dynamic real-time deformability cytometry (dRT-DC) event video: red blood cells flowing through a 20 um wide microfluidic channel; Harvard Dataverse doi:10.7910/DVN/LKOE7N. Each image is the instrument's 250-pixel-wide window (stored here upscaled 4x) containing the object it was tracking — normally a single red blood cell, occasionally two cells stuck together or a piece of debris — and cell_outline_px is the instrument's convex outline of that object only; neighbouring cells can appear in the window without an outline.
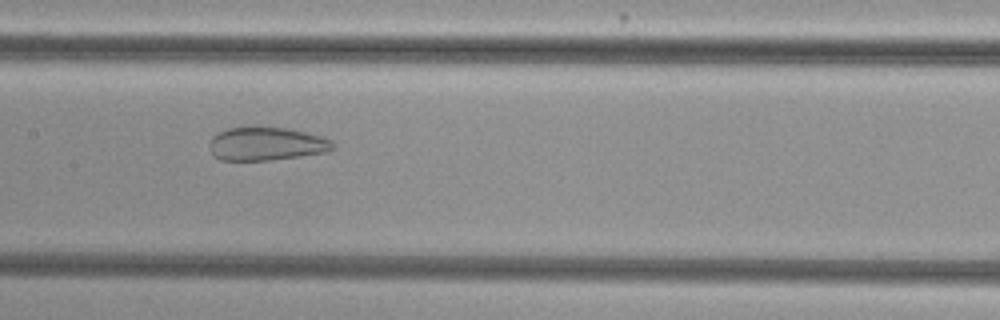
{"species": "common noctule bat (a hibernating species)", "species_latin": "Nyctalus noctula", "temperature_condition": "cold", "stored_images_in_passage": 54, "camera_frame_rate_fps": 3000, "um_per_image_px": 0.085, "animal": {"sex": "female", "body_mass_g": 29.2, "forearm_length_mm": 56.3}, "frame": {"image": 1, "passage_image": 27, "time_ms": 8.667, "image_size_px": [1000, 320], "cell_outline_px": [[336, 148], [328, 152], [300, 156], [268, 160], [220, 160], [212, 152], [208, 144], [212, 136], [228, 128], [284, 128], [304, 132], [320, 136], [332, 140], [336, 144]], "centroid_in_image_um": [22.68, 12.24], "position_along_channel_um": 184.7, "area_um2": 23.7}}
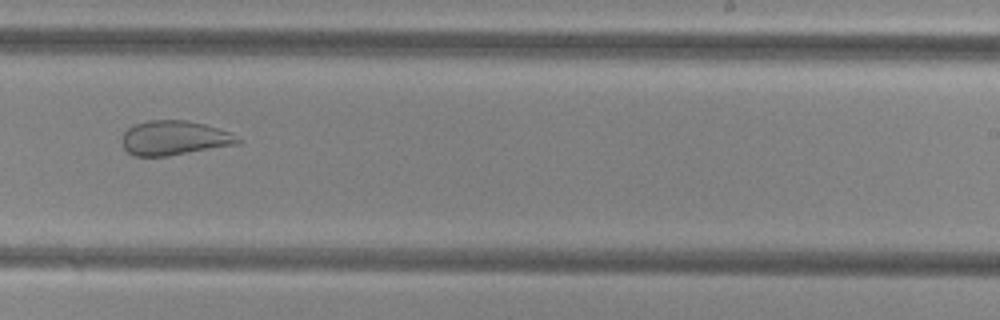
{"frame": {"image": 2, "passage_image": 34, "time_ms": 11.0, "image_size_px": [1000, 320], "cell_outline_px": [[244, 140], [240, 144], [168, 156], [136, 156], [128, 152], [124, 148], [120, 140], [124, 132], [128, 128], [136, 124], [148, 120], [184, 120], [204, 124], [220, 128], [232, 132]], "centroid_in_image_um": [14.87, 11.73], "position_along_channel_um": 274.1, "area_um2": 23.58}}
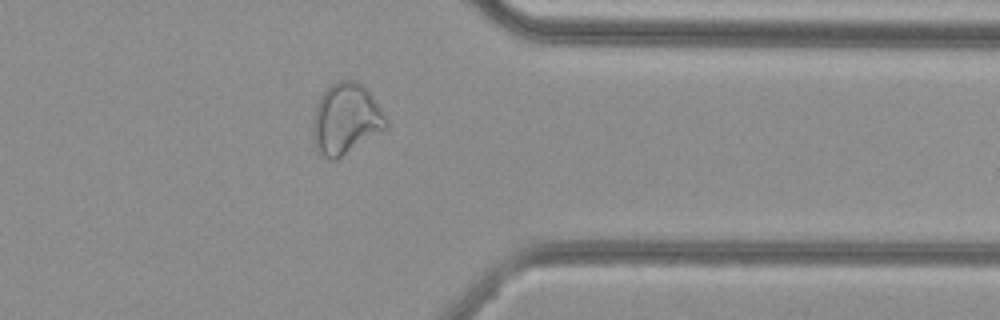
{"frame": {"image": 3, "passage_image": 43, "time_ms": 14.0, "image_size_px": [1000, 320], "cell_outline_px": [[388, 128], [336, 160], [328, 160], [320, 156], [316, 152], [312, 140], [312, 124], [316, 104], [320, 96], [332, 84], [340, 80], [356, 80], [364, 84], [368, 88], [388, 120]], "centroid_in_image_um": [29.39, 10.13], "position_along_channel_um": 382.0, "area_um2": 30.92}}